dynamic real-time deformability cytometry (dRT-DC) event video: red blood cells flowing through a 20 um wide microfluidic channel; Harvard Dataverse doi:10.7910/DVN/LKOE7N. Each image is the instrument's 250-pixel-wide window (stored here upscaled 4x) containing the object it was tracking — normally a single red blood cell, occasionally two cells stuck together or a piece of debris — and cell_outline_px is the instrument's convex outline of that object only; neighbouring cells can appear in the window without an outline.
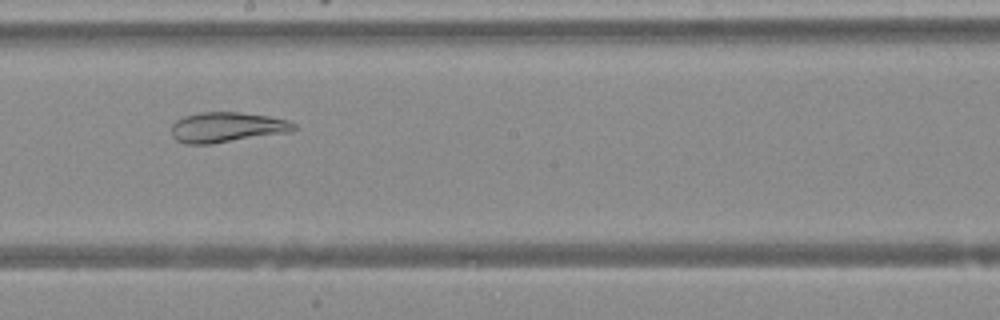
{"species": "Egyptian fruit bat (a non-hibernating species)", "species_latin": "Rousettus aegyptiacus", "temperature_condition": "warm", "stored_images_in_passage": 42, "camera_frame_rate_fps": 3000, "um_per_image_px": 0.085, "animal": {"sex": "female"}, "frame": {"image": 1, "passage_image": 21, "time_ms": 6.667, "image_size_px": [1000, 320], "cell_outline_px": [[296, 128], [292, 132], [212, 144], [184, 144], [176, 140], [172, 136], [172, 124], [176, 120], [184, 116], [200, 112], [240, 112], [268, 116], [288, 120], [296, 124]], "centroid_in_image_um": [19.3, 10.82], "position_along_channel_um": 228.9, "area_um2": 21.79}}
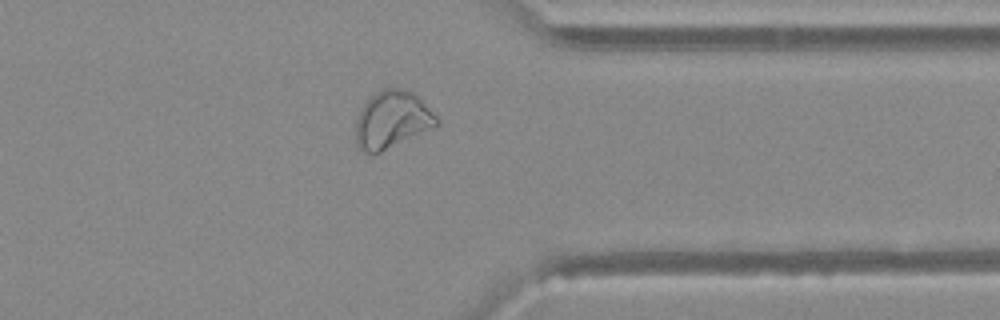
{"frame": {"image": 2, "passage_image": 32, "time_ms": 10.333, "image_size_px": [1000, 320], "cell_outline_px": [[440, 124], [432, 128], [372, 156], [356, 148], [356, 120], [360, 108], [376, 92], [384, 88], [404, 88], [420, 96], [440, 120]], "centroid_in_image_um": [33.32, 10.18], "position_along_channel_um": 378.1, "area_um2": 27.4}}
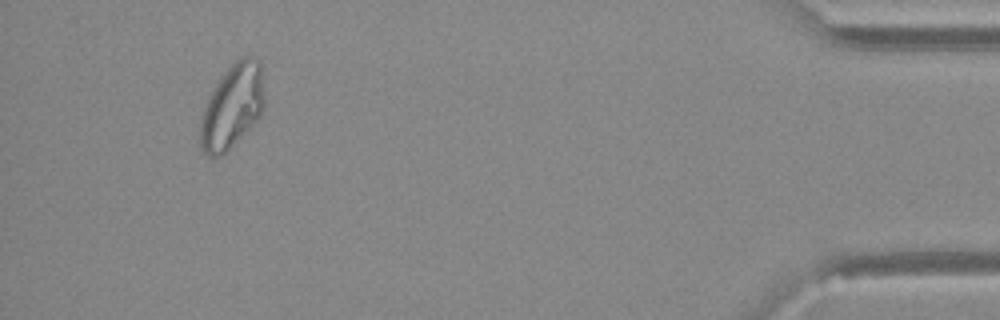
{"frame": {"image": 3, "passage_image": 39, "time_ms": 12.667, "image_size_px": [1000, 320], "cell_outline_px": [[264, 108], [256, 120], [228, 152], [220, 156], [208, 156], [200, 148], [200, 120], [208, 96], [220, 76], [240, 56], [252, 56], [260, 60], [264, 96]], "centroid_in_image_um": [19.73, 9.04], "position_along_channel_um": 415.5, "area_um2": 31.62}}